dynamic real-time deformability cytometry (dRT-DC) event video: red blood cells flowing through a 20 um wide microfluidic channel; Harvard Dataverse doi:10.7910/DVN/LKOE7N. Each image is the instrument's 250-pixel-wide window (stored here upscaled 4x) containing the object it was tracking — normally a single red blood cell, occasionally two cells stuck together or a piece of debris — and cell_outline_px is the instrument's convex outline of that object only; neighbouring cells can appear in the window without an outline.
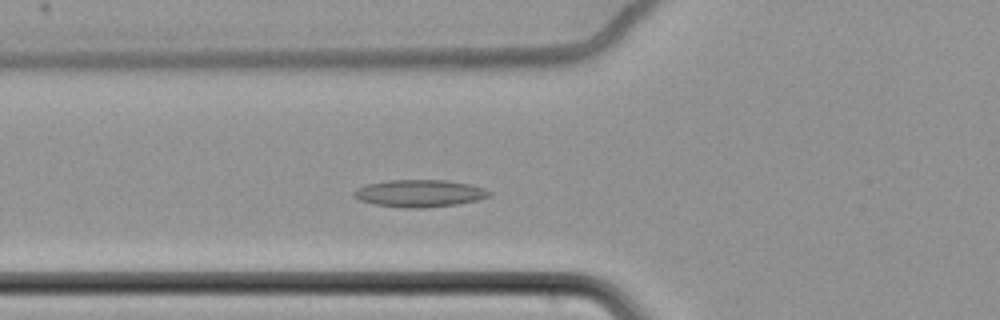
{"species": "common noctule bat (a hibernating species)", "species_latin": "Nyctalus noctula", "temperature_condition": "cold", "stored_images_in_passage": 58, "camera_frame_rate_fps": 3000, "um_per_image_px": 0.085, "animal": {"sex": "female", "body_mass_g": 22.7, "forearm_length_mm": 54.2}, "frame": {"image": 1, "passage_image": 20, "time_ms": 6.333, "image_size_px": [1000, 320], "cell_outline_px": [[492, 196], [476, 200], [456, 204], [420, 208], [400, 208], [376, 204], [360, 200], [352, 196], [352, 192], [356, 188], [368, 184], [388, 180], [444, 180], [468, 184], [484, 188], [492, 192]], "centroid_in_image_um": [35.64, 16.43], "position_along_channel_um": 90.2, "area_um2": 21.44}}
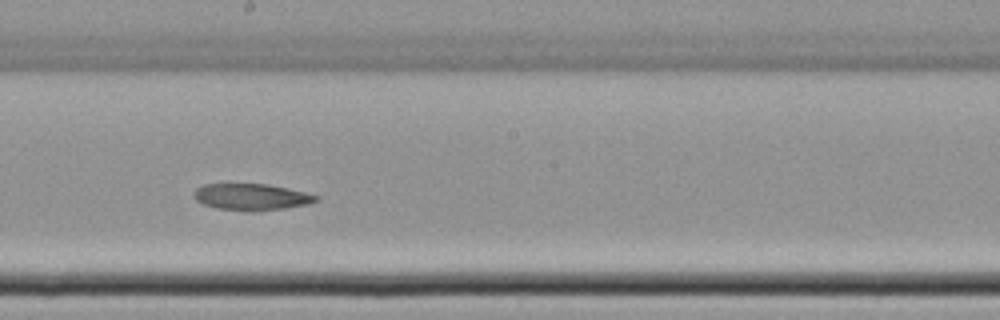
{"frame": {"image": 2, "passage_image": 32, "time_ms": 10.333, "image_size_px": [1000, 320], "cell_outline_px": [[320, 196], [316, 200], [308, 204], [284, 208], [252, 212], [216, 208], [204, 204], [196, 200], [192, 196], [192, 192], [196, 188], [204, 184], [268, 184], [288, 188]], "centroid_in_image_um": [21.33, 16.74], "position_along_channel_um": 226.9, "area_um2": 18.96}}
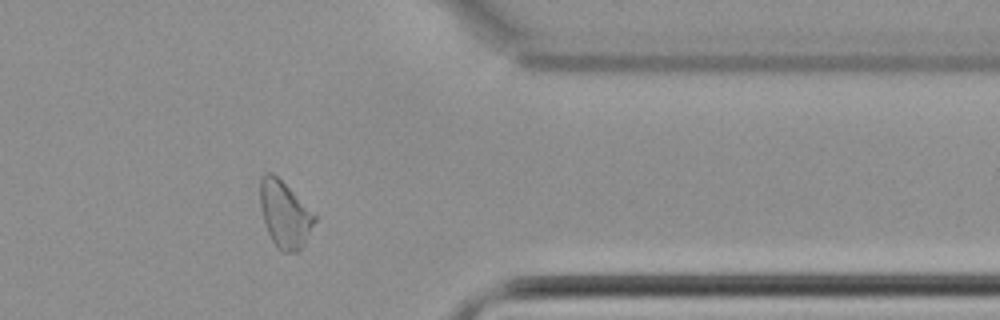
{"frame": {"image": 3, "passage_image": 47, "time_ms": 15.333, "image_size_px": [1000, 320], "cell_outline_px": [[316, 220], [304, 244], [296, 252], [280, 252], [276, 248], [264, 224], [260, 204], [260, 176], [264, 172], [272, 172], [316, 216]], "centroid_in_image_um": [24.16, 18.24], "position_along_channel_um": 387.2, "area_um2": 20.81}}